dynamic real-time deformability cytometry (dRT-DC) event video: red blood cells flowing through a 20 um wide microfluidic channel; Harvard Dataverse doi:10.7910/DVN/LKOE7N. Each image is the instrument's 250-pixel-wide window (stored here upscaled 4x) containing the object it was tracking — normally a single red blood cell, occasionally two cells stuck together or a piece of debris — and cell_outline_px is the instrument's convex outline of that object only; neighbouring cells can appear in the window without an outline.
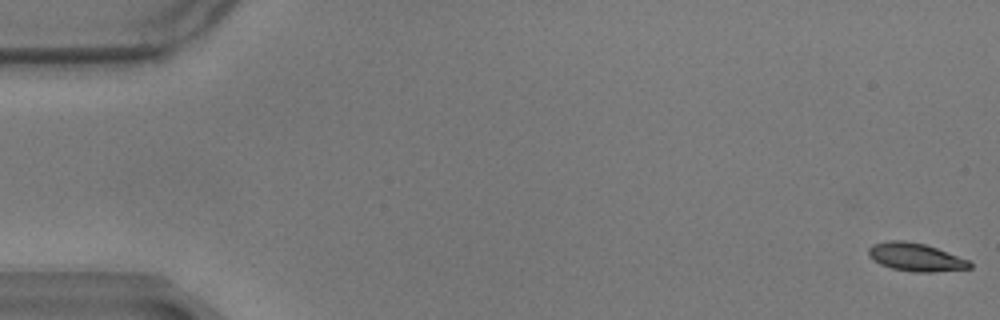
{"species": "common noctule bat (a hibernating species)", "species_latin": "Nyctalus noctula", "temperature_condition": "warm", "stored_images_in_passage": 59, "camera_frame_rate_fps": 3000, "um_per_image_px": 0.085, "animal": {"sex": "male", "body_mass_g": 17.9}, "frame": {"image": 1, "passage_image": 1, "time_ms": 0.0, "image_size_px": [1000, 320], "cell_outline_px": [[972, 268], [932, 272], [916, 272], [892, 268], [880, 264], [868, 256], [868, 248], [872, 244], [888, 240], [904, 240], [924, 244], [936, 248], [968, 260], [972, 264]], "centroid_in_image_um": [77.8, 21.85], "position_along_channel_um": 7.2, "area_um2": 16.47}}
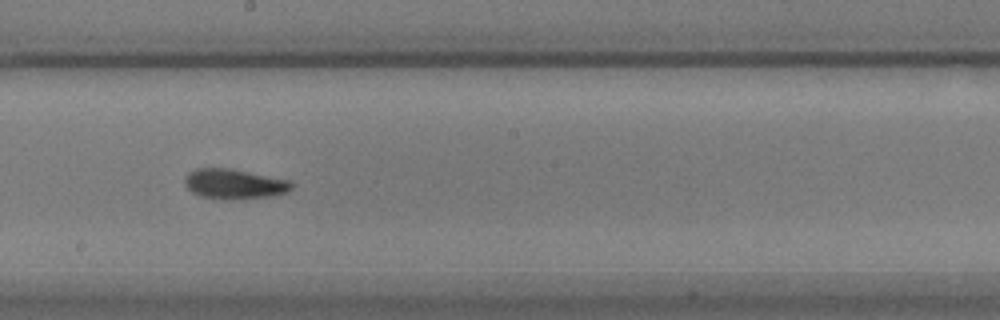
{"frame": {"image": 2, "passage_image": 33, "time_ms": 10.667, "image_size_px": [1000, 320], "cell_outline_px": [[292, 188], [288, 192], [272, 196], [228, 200], [200, 196], [192, 192], [184, 184], [184, 176], [188, 172], [196, 168], [232, 168], [292, 180]], "centroid_in_image_um": [19.92, 15.62], "position_along_channel_um": 228.3, "area_um2": 19.02}}
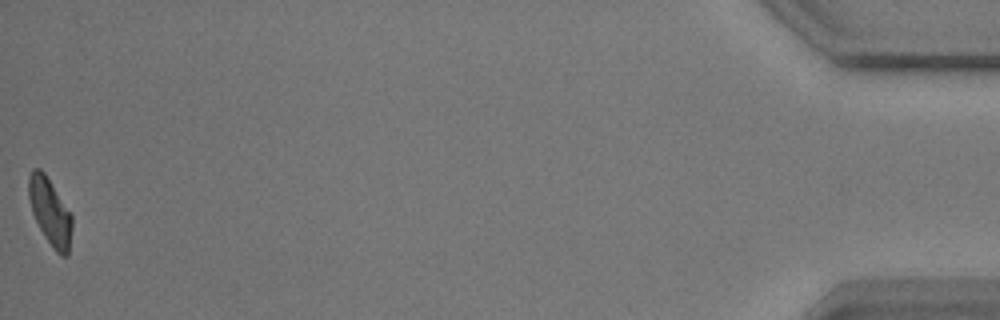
{"frame": {"image": 3, "passage_image": 59, "time_ms": 19.333, "image_size_px": [1000, 320], "cell_outline_px": [[72, 228], [68, 256], [60, 256], [52, 248], [44, 236], [32, 212], [28, 196], [28, 176], [32, 168], [40, 168], [44, 172], [72, 216]], "centroid_in_image_um": [4.24, 18.01], "position_along_channel_um": 431.0, "area_um2": 16.82}, "authors_computed_cell_mechanics": {"area_um2": 17.4556, "velocity_mm_per_s": 3.4446, "shape_relaxation_time_tau1_ms": 2.9008, "shape_relaxation_time_tau2_ms": 4.6965, "deformation_change_tau1": 0.1287, "deformation_change_tau2": 0.0938}}